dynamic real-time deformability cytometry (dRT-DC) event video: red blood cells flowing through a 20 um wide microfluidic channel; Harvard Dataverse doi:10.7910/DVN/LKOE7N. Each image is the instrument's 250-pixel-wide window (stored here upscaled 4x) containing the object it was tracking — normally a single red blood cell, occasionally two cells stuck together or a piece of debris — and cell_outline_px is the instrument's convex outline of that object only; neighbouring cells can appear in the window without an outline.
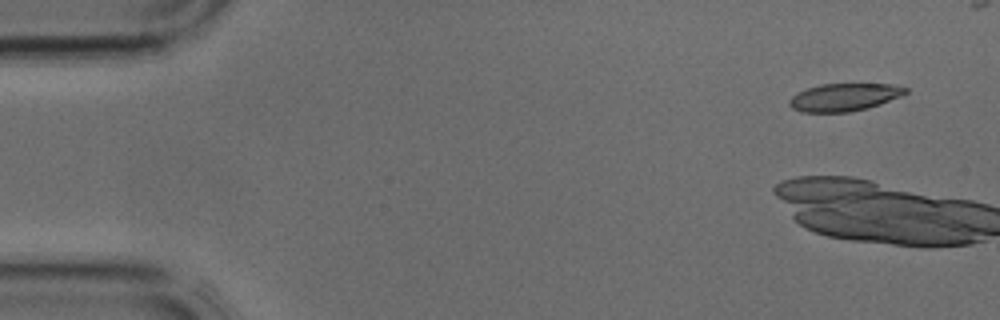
{"species": "common noctule bat (a hibernating species)", "species_latin": "Nyctalus noctula", "temperature_condition": "cold", "stored_images_in_passage": 4, "camera_frame_rate_fps": 3000, "um_per_image_px": 0.085, "animal": {"sex": "male", "body_mass_g": 17.9, "forearm_length_mm": 54.2}, "frame": {"image": 1, "passage_image": 1, "time_ms": 0.0, "image_size_px": [1000, 320], "cell_outline_px": [[908, 92], [900, 96], [880, 104], [868, 108], [848, 112], [800, 112], [792, 108], [788, 104], [788, 100], [792, 96], [808, 88], [820, 84], [892, 84], [908, 88]], "centroid_in_image_um": [71.75, 8.26], "position_along_channel_um": 13.2, "area_um2": 18.67}}